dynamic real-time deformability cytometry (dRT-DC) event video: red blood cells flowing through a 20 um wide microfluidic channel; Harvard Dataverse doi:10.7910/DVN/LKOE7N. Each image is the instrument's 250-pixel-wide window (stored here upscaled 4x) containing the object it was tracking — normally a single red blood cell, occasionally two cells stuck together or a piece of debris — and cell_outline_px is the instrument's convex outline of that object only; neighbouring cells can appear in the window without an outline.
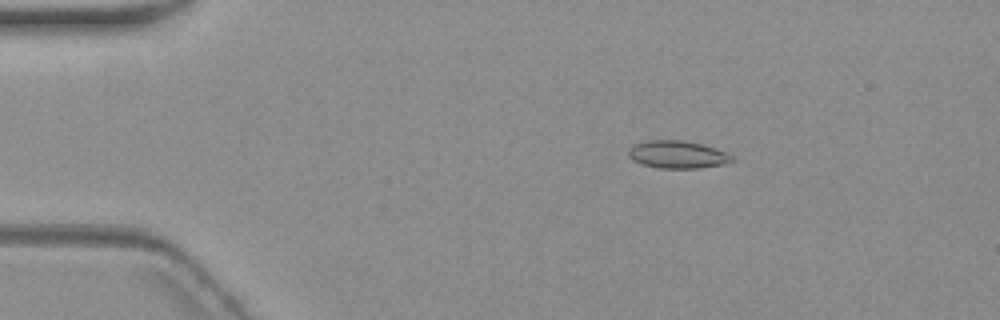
{"species": "common noctule bat (a hibernating species)", "species_latin": "Nyctalus noctula", "temperature_condition": "warm", "stored_images_in_passage": 7, "camera_frame_rate_fps": 3000, "um_per_image_px": 0.085, "animal": {"sex": "female", "body_mass_g": 19.3, "forearm_length_mm": 54.1}, "frame": {"image": 1, "passage_image": 4, "time_ms": 3.333, "image_size_px": [1000, 320], "cell_outline_px": [[736, 160], [724, 164], [696, 168], [660, 168], [644, 164], [632, 160], [628, 156], [628, 152], [632, 144], [648, 140], [680, 140], [700, 144], [716, 148], [728, 152]], "centroid_in_image_um": [57.59, 13.13], "position_along_channel_um": 27.4, "area_um2": 16.65}}
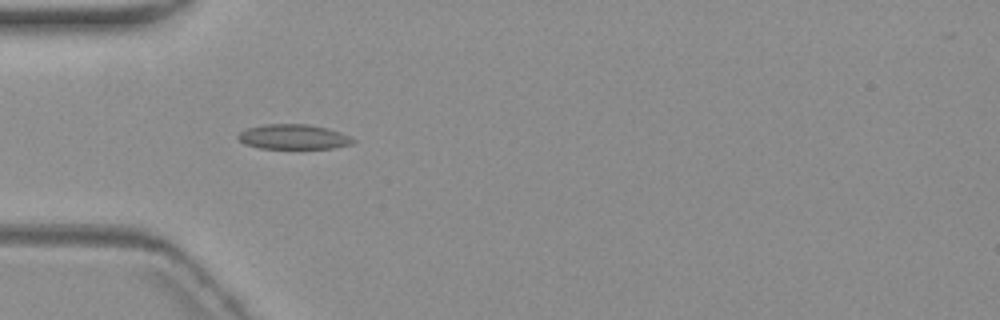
{"frame": {"image": 2, "passage_image": 6, "time_ms": 6.0, "image_size_px": [1000, 320], "cell_outline_px": [[356, 140], [352, 144], [332, 148], [260, 148], [244, 144], [236, 136], [240, 132], [248, 128], [264, 124], [308, 124], [328, 128], [340, 132]], "centroid_in_image_um": [24.94, 11.62], "position_along_channel_um": 60.1, "area_um2": 16.59}}
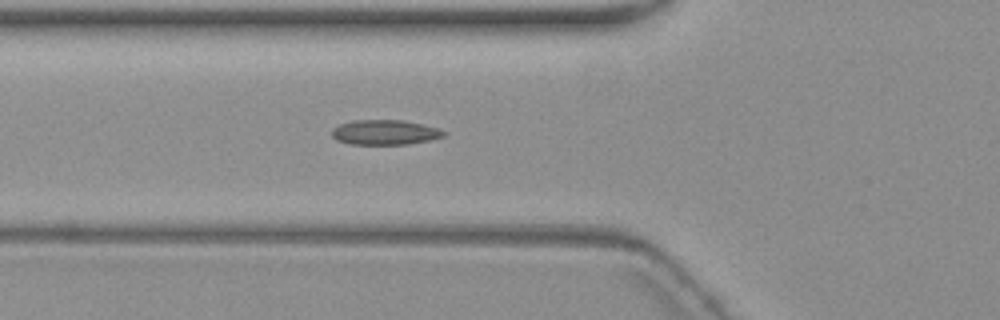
{"frame": {"image": 3, "passage_image": 7, "time_ms": 7.0, "image_size_px": [1000, 320], "cell_outline_px": [[448, 132], [444, 136], [432, 140], [408, 144], [348, 144], [336, 140], [332, 136], [332, 128], [340, 124], [352, 120], [400, 120], [440, 128]], "centroid_in_image_um": [32.72, 11.25], "position_along_channel_um": 93.1, "area_um2": 16.36}}